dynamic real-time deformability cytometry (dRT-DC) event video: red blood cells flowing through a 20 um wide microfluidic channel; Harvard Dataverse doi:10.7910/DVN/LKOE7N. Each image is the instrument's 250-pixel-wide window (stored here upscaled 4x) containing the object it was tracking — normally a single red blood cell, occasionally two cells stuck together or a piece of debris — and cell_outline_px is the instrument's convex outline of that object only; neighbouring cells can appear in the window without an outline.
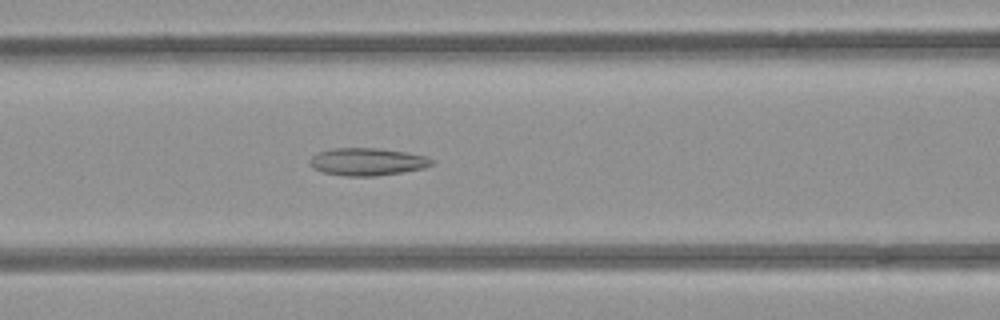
{"species": "common noctule bat (a hibernating species)", "species_latin": "Nyctalus noctula", "temperature_condition": "room temperature", "stored_images_in_passage": 54, "camera_frame_rate_fps": 3000, "um_per_image_px": 0.085, "animal": {"sex": "female", "body_mass_g": 21.9}, "frame": {"image": 1, "passage_image": 23, "time_ms": 7.333, "image_size_px": [1000, 320], "cell_outline_px": [[436, 164], [424, 168], [376, 176], [344, 176], [324, 172], [312, 168], [308, 164], [308, 160], [312, 156], [320, 152], [332, 148], [380, 148], [428, 156], [436, 160]], "centroid_in_image_um": [31.25, 13.74], "position_along_channel_um": 135.4, "area_um2": 19.77}}
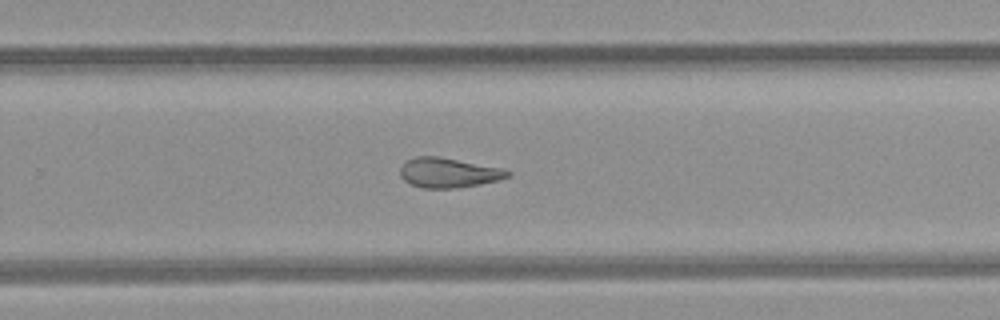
{"frame": {"image": 2, "passage_image": 35, "time_ms": 11.333, "image_size_px": [1000, 320], "cell_outline_px": [[512, 176], [500, 180], [480, 184], [456, 188], [424, 188], [412, 184], [404, 180], [400, 176], [400, 168], [408, 160], [416, 156], [436, 156], [504, 168], [512, 172]], "centroid_in_image_um": [38.18, 14.68], "position_along_channel_um": 291.6, "area_um2": 18.67}}
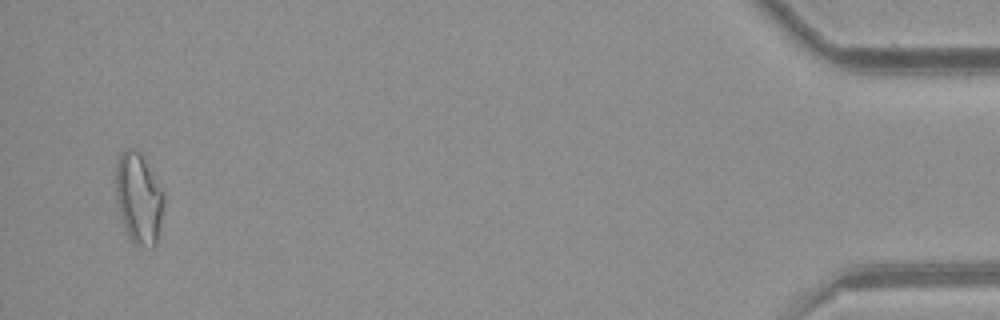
{"frame": {"image": 3, "passage_image": 52, "time_ms": 17.0, "image_size_px": [1000, 320], "cell_outline_px": [[164, 204], [156, 244], [152, 248], [136, 244], [128, 236], [116, 200], [116, 164], [120, 156], [128, 148], [132, 148], [140, 152], [164, 196]], "centroid_in_image_um": [11.78, 16.88], "position_along_channel_um": 423.4, "area_um2": 24.74}, "authors_computed_cell_mechanics": {"area_um2": 21.2415, "velocity_mm_per_s": 3.9131, "shape_relaxation_time_tau1_ms": null, "shape_relaxation_time_tau2_ms": 2.9226, "deformation_change_tau1": null, "deformation_change_tau2": 0.1109}}